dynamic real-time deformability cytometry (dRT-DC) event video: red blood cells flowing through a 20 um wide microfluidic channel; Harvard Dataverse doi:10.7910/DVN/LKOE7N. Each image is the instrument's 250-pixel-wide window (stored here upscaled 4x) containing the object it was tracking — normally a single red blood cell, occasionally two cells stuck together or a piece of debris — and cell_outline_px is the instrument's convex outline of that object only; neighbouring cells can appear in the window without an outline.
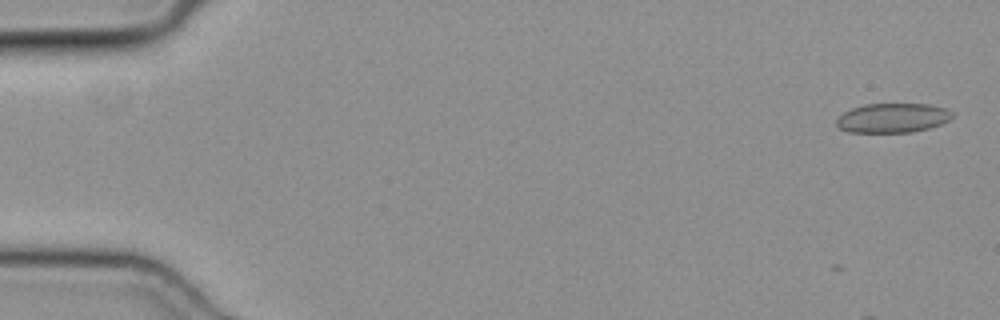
{"species": "common noctule bat (a hibernating species)", "species_latin": "Nyctalus noctula", "temperature_condition": "cold", "stored_images_in_passage": 3, "camera_frame_rate_fps": 3000, "um_per_image_px": 0.085, "animal": {"sex": "female", "body_mass_g": 19.3, "forearm_length_mm": 54.1}, "frame": {"image": 1, "passage_image": 3, "time_ms": 0.667, "image_size_px": [1000, 320], "cell_outline_px": [[952, 116], [948, 120], [940, 124], [928, 128], [912, 132], [848, 132], [840, 128], [836, 124], [836, 120], [844, 112], [852, 108], [864, 104], [928, 104], [948, 108], [952, 112]], "centroid_in_image_um": [75.87, 10.02], "position_along_channel_um": 9.1, "area_um2": 19.77}}